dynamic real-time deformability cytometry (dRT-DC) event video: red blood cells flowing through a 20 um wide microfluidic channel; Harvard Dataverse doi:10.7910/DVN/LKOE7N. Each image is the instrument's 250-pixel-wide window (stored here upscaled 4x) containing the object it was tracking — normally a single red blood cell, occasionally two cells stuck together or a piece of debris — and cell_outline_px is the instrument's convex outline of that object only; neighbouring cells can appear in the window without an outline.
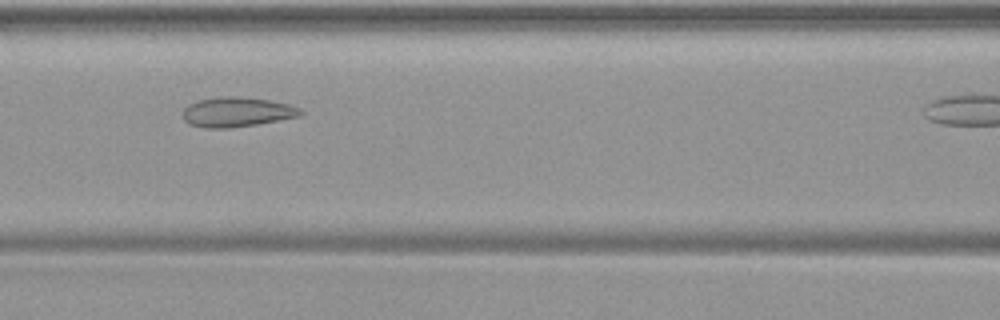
{"species": "common noctule bat (a hibernating species)", "species_latin": "Nyctalus noctula", "temperature_condition": "warm", "stored_images_in_passage": 32, "camera_frame_rate_fps": 3000, "um_per_image_px": 0.085, "animal": {"sex": "female", "body_mass_g": 19.9}, "frame": {"image": 1, "passage_image": 13, "time_ms": 4.0, "image_size_px": [1000, 320], "cell_outline_px": [[304, 112], [300, 116], [256, 124], [228, 128], [204, 128], [188, 124], [184, 120], [184, 108], [188, 104], [200, 100], [224, 96], [240, 96], [268, 100], [288, 104], [300, 108]], "centroid_in_image_um": [20.13, 9.52], "position_along_channel_um": 146.5, "area_um2": 20.29}}
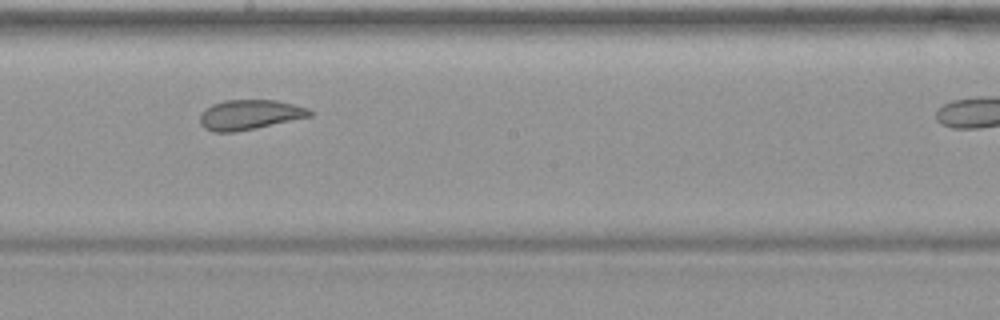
{"frame": {"image": 2, "passage_image": 19, "time_ms": 6.0, "image_size_px": [1000, 320], "cell_outline_px": [[312, 116], [256, 128], [236, 132], [212, 132], [204, 128], [200, 124], [200, 112], [212, 104], [224, 100], [276, 100], [308, 108], [312, 112]], "centroid_in_image_um": [21.18, 9.75], "position_along_channel_um": 227.0, "area_um2": 19.19}}
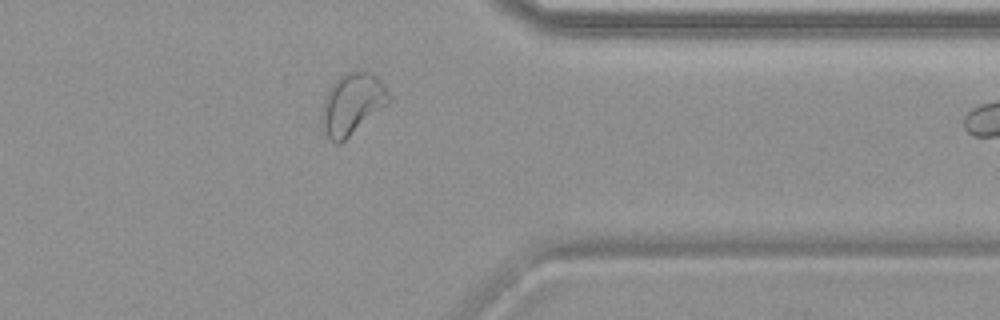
{"frame": {"image": 3, "passage_image": 31, "time_ms": 10.0, "image_size_px": [1000, 320], "cell_outline_px": [[392, 100], [388, 104], [340, 144], [336, 144], [324, 132], [320, 120], [320, 112], [324, 100], [332, 84], [344, 72], [372, 72], [384, 84]], "centroid_in_image_um": [29.93, 8.84], "position_along_channel_um": 381.5, "area_um2": 23.93}}